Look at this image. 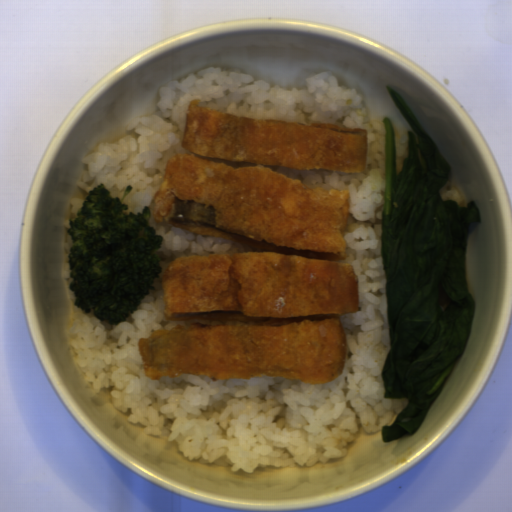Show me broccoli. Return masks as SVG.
I'll return each mask as SVG.
<instances>
[{"label": "broccoli", "instance_id": "obj_1", "mask_svg": "<svg viewBox=\"0 0 512 512\" xmlns=\"http://www.w3.org/2000/svg\"><path fill=\"white\" fill-rule=\"evenodd\" d=\"M133 188L127 185L119 198L99 182L68 221L66 267L74 306L111 326L136 312L163 271L156 254L163 237L148 223L150 205L127 213L123 203Z\"/></svg>", "mask_w": 512, "mask_h": 512}]
</instances>
